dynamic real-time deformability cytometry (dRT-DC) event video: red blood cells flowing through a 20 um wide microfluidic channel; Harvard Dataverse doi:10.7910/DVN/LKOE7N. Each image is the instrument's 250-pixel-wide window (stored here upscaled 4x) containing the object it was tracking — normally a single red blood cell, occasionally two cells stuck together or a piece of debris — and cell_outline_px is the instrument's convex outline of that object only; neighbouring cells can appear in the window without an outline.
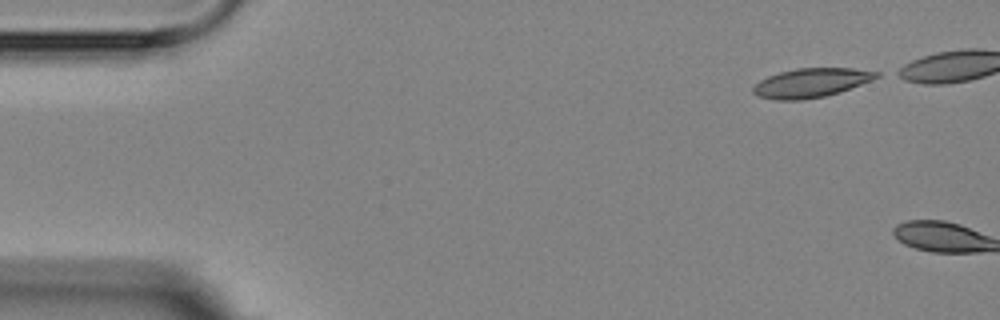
{"species": "Egyptian fruit bat (a non-hibernating species)", "species_latin": "Rousettus aegyptiacus", "temperature_condition": "room temperature", "stored_images_in_passage": 2, "camera_frame_rate_fps": 3000, "um_per_image_px": 0.085, "animal": {"sex": "female"}, "frame": {"image": 1, "passage_image": 1, "time_ms": 0.0, "image_size_px": [1000, 320], "cell_outline_px": [[880, 76], [872, 80], [840, 92], [824, 96], [804, 100], [776, 100], [760, 96], [752, 92], [752, 88], [760, 80], [768, 76], [780, 72], [796, 68], [852, 68], [880, 72]], "centroid_in_image_um": [68.95, 7.04], "position_along_channel_um": 16.0, "area_um2": 20.87}}